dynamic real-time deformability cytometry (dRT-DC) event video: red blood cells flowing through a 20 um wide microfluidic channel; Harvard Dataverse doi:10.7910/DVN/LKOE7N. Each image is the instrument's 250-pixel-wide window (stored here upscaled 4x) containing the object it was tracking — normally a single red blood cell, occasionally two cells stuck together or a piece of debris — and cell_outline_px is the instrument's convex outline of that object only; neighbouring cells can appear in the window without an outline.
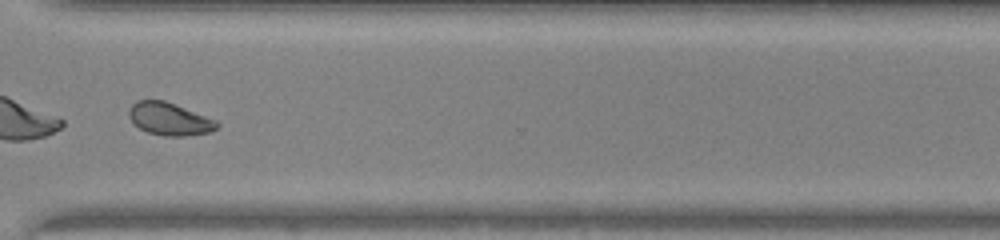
{"species": "common noctule bat (a hibernating species)", "species_latin": "Nyctalus noctula", "temperature_condition": "warm", "stored_images_in_passage": 34, "camera_frame_rate_fps": 3000, "um_per_image_px": 0.085, "animal": {"sex": "male", "body_mass_g": 20.0, "forearm_length_mm": 53.3}, "frame": {"image": 1, "passage_image": 25, "time_ms": 8.0, "image_size_px": [1000, 240], "cell_outline_px": [[220, 124], [212, 132], [184, 136], [164, 136], [148, 132], [140, 128], [128, 116], [128, 108], [136, 100], [164, 100], [216, 120]], "centroid_in_image_um": [14.4, 10.11], "position_along_channel_um": 356.2, "area_um2": 16.65}}